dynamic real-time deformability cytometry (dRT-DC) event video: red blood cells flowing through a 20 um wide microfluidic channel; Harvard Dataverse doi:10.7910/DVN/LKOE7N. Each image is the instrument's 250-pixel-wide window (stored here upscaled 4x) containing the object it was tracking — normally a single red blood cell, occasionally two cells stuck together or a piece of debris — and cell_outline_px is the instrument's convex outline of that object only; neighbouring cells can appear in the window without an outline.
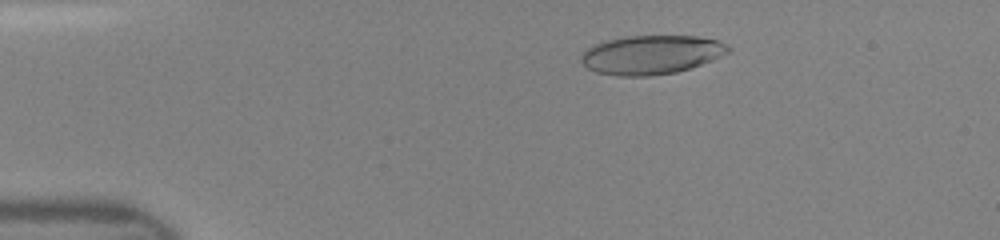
{"species": "human", "species_latin": "Homo sapiens", "temperature_condition": "room temperature", "stored_images_in_passage": 43, "camera_frame_rate_fps": 3000, "um_per_image_px": 0.085, "donor": {"sex": "female"}, "frame": {"image": 1, "passage_image": 4, "time_ms": 1.0, "image_size_px": [1000, 240], "cell_outline_px": [[728, 52], [712, 60], [692, 68], [676, 72], [652, 76], [616, 76], [596, 72], [588, 68], [580, 60], [580, 56], [592, 44], [604, 40], [624, 36], [696, 36], [720, 40], [728, 44]], "centroid_in_image_um": [55.34, 4.65], "position_along_channel_um": 29.7, "area_um2": 33.64}}
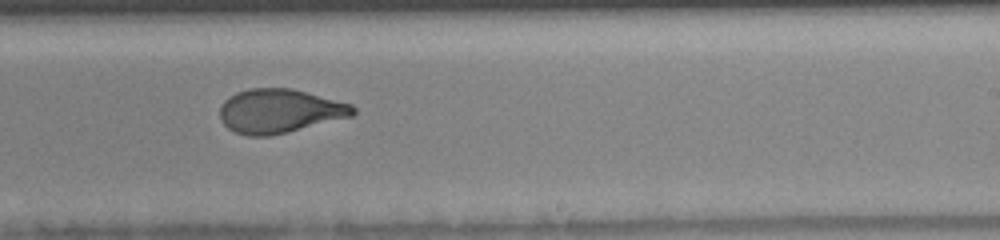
{"frame": {"image": 2, "passage_image": 25, "time_ms": 8.0, "image_size_px": [1000, 240], "cell_outline_px": [[356, 112], [352, 116], [288, 132], [268, 136], [248, 136], [236, 132], [228, 128], [220, 120], [220, 104], [224, 100], [236, 92], [248, 88], [292, 88], [352, 104], [356, 108]], "centroid_in_image_um": [23.75, 9.43], "position_along_channel_um": 265.3, "area_um2": 34.22}}
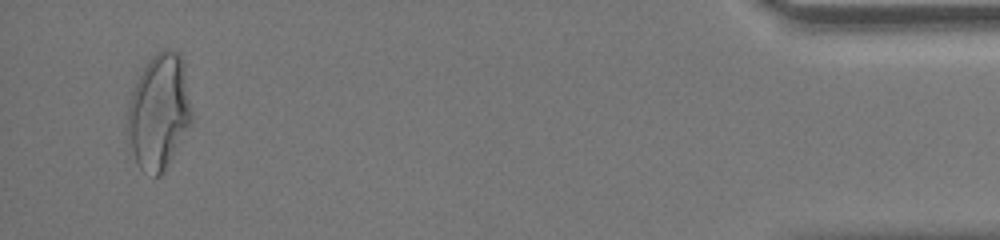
{"frame": {"image": 3, "passage_image": 41, "time_ms": 13.333, "image_size_px": [1000, 240], "cell_outline_px": [[192, 120], [160, 176], [156, 176], [140, 168], [136, 160], [132, 148], [128, 128], [128, 104], [132, 92], [144, 68], [152, 56], [156, 52], [164, 48], [172, 48], [180, 52], [184, 60], [192, 112]], "centroid_in_image_um": [13.55, 9.4], "position_along_channel_um": 421.7, "area_um2": 42.31}}